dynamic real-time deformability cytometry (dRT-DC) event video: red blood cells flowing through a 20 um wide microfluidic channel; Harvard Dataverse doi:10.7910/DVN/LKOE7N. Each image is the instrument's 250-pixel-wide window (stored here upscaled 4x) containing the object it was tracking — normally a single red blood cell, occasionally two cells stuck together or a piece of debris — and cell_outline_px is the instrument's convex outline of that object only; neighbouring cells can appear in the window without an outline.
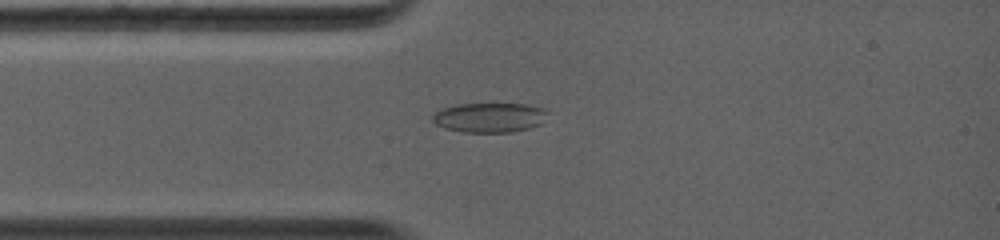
{"species": "common noctule bat (a hibernating species)", "species_latin": "Nyctalus noctula", "temperature_condition": "warm", "stored_images_in_passage": 28, "camera_frame_rate_fps": 5000, "um_per_image_px": 0.085, "animal": {"sex": "female", "body_mass_g": 19.0, "forearm_length_mm": 56.7}, "frame": {"image": 1, "passage_image": 4, "time_ms": 2.0, "image_size_px": [1000, 240], "cell_outline_px": [[548, 112], [544, 124], [512, 132], [464, 132], [448, 128], [436, 124], [432, 120], [432, 116], [436, 112], [444, 108], [456, 104], [524, 104], [544, 108]], "centroid_in_image_um": [41.67, 9.99], "position_along_channel_um": 43.3, "area_um2": 19.83}}
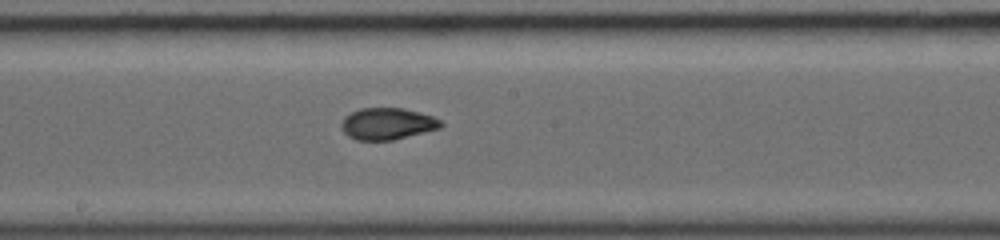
{"frame": {"image": 2, "passage_image": 11, "time_ms": 6.0, "image_size_px": [1000, 240], "cell_outline_px": [[444, 124], [440, 128], [392, 140], [356, 140], [348, 136], [344, 132], [340, 124], [344, 116], [360, 108], [404, 108], [432, 116], [440, 120]], "centroid_in_image_um": [32.9, 10.51], "position_along_channel_um": 215.3, "area_um2": 18.32}}
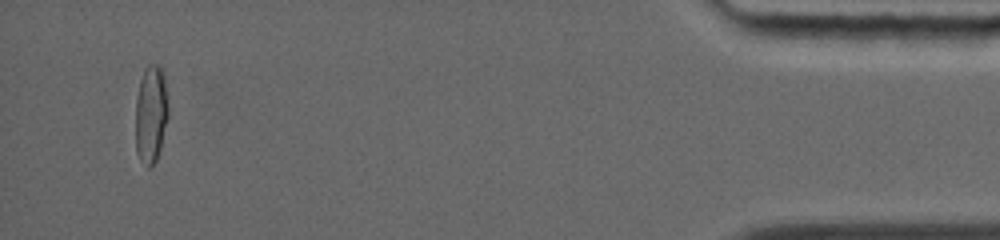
{"frame": {"image": 3, "passage_image": 25, "time_ms": 13.0, "image_size_px": [1000, 240], "cell_outline_px": [[168, 116], [160, 148], [156, 160], [148, 168], [140, 160], [136, 152], [136, 96], [140, 80], [144, 68], [148, 64], [160, 64], [164, 72], [168, 108]], "centroid_in_image_um": [12.83, 9.64], "position_along_channel_um": 422.4, "area_um2": 18.84}}